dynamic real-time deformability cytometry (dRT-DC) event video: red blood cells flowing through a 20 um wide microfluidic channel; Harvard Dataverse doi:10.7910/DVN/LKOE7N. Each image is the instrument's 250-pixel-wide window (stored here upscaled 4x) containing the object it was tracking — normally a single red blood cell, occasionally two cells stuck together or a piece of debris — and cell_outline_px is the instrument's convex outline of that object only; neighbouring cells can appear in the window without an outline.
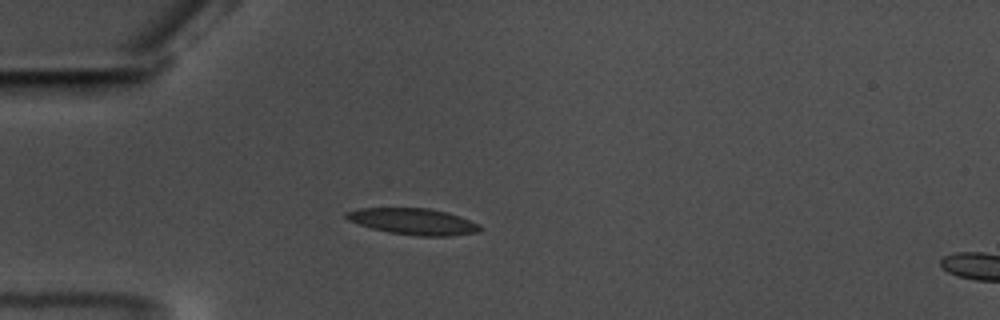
{"species": "common noctule bat (a hibernating species)", "species_latin": "Nyctalus noctula", "temperature_condition": "warm", "stored_images_in_passage": 43, "camera_frame_rate_fps": 3000, "um_per_image_px": 0.085, "animal": {"sex": "male", "body_mass_g": 17.5, "forearm_length_mm": 52.3}, "frame": {"image": 1, "passage_image": 1, "time_ms": 0.0, "image_size_px": [1000, 320], "cell_outline_px": [[484, 228], [480, 232], [448, 236], [416, 236], [388, 232], [372, 228], [348, 220], [344, 216], [344, 212], [360, 208], [428, 208], [448, 212], [460, 216], [480, 224]], "centroid_in_image_um": [35.17, 18.83], "position_along_channel_um": 49.8, "area_um2": 20.69}}
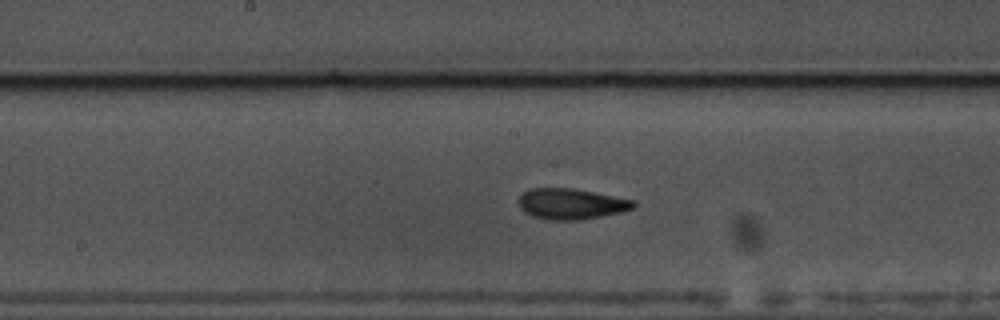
{"frame": {"image": 2, "passage_image": 15, "time_ms": 4.667, "image_size_px": [1000, 320], "cell_outline_px": [[636, 208], [620, 212], [580, 220], [548, 220], [532, 216], [524, 212], [520, 208], [516, 200], [524, 192], [532, 188], [576, 188], [636, 200]], "centroid_in_image_um": [48.55, 17.32], "position_along_channel_um": 199.6, "area_um2": 20.92}}
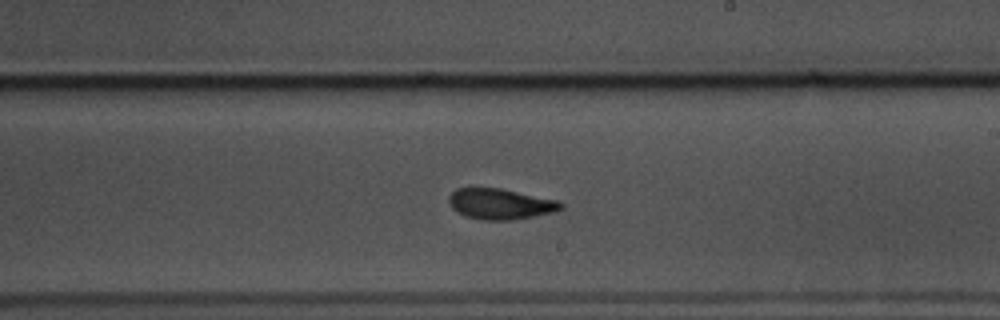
{"frame": {"image": 3, "passage_image": 19, "time_ms": 6.0, "image_size_px": [1000, 320], "cell_outline_px": [[564, 208], [552, 212], [512, 220], [484, 220], [464, 216], [456, 212], [452, 208], [448, 200], [448, 196], [456, 188], [500, 188], [556, 200], [564, 204]], "centroid_in_image_um": [42.49, 17.34], "position_along_channel_um": 246.5, "area_um2": 19.94}, "authors_computed_cell_mechanics": {"area_um2": 19.7098, "velocity_mm_per_s": 3.5248, "shape_relaxation_time_tau1_ms": 5.0757, "shape_relaxation_time_tau2_ms": 1.9373, "deformation_change_tau1": 0.177, "deformation_change_tau2": 0.0915}}